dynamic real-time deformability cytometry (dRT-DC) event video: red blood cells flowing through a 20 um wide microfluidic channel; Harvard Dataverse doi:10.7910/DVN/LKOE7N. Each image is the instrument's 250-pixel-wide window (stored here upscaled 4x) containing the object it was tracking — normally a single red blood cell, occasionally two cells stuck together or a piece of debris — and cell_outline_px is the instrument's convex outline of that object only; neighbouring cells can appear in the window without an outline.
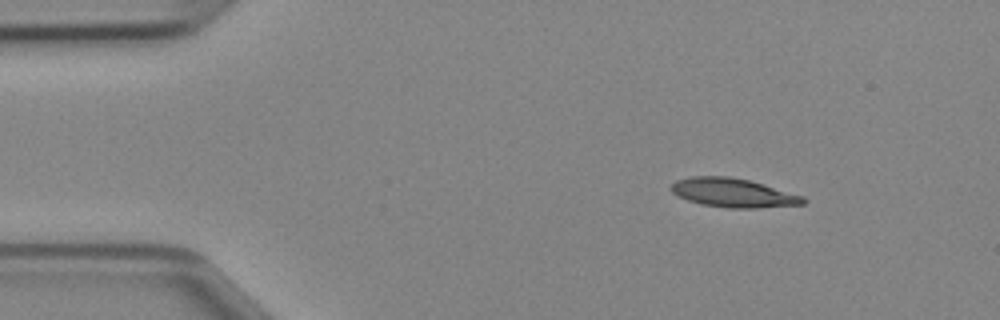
{"species": "Egyptian fruit bat (a non-hibernating species)", "species_latin": "Rousettus aegyptiacus", "temperature_condition": "cold", "stored_images_in_passage": 41, "camera_frame_rate_fps": 3000, "um_per_image_px": 0.085, "animal": {"sex": "female"}, "frame": {"image": 1, "passage_image": 1, "time_ms": 0.0, "image_size_px": [1000, 320], "cell_outline_px": [[808, 200], [804, 204], [756, 208], [728, 208], [700, 204], [676, 196], [668, 188], [676, 180], [692, 176], [728, 176], [748, 180], [764, 184], [804, 196]], "centroid_in_image_um": [62.3, 16.39], "position_along_channel_um": 22.7, "area_um2": 22.43}}
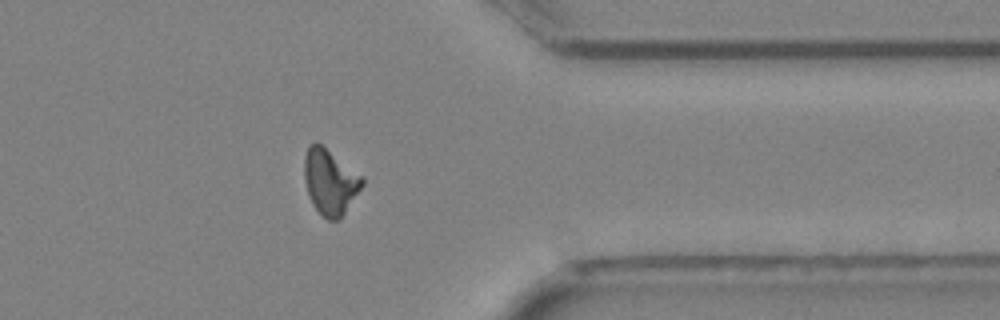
{"frame": {"image": 2, "passage_image": 32, "time_ms": 10.333, "image_size_px": [1000, 320], "cell_outline_px": [[364, 184], [344, 212], [336, 220], [328, 220], [312, 204], [308, 196], [304, 180], [304, 156], [308, 144], [316, 140], [364, 176]], "centroid_in_image_um": [28.03, 15.38], "position_along_channel_um": 383.4, "area_um2": 22.2}}
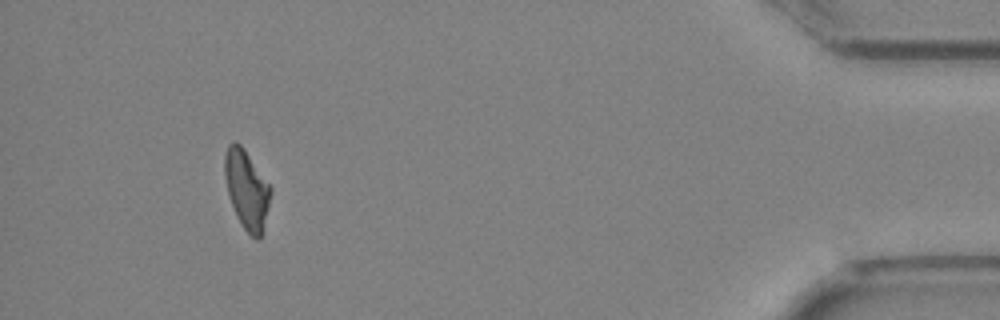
{"frame": {"image": 3, "passage_image": 38, "time_ms": 12.333, "image_size_px": [1000, 320], "cell_outline_px": [[272, 192], [264, 228], [260, 236], [256, 240], [240, 224], [236, 216], [228, 196], [224, 176], [224, 156], [228, 144], [232, 140], [236, 140], [244, 148], [272, 188]], "centroid_in_image_um": [20.96, 16.08], "position_along_channel_um": 414.2, "area_um2": 21.39}}